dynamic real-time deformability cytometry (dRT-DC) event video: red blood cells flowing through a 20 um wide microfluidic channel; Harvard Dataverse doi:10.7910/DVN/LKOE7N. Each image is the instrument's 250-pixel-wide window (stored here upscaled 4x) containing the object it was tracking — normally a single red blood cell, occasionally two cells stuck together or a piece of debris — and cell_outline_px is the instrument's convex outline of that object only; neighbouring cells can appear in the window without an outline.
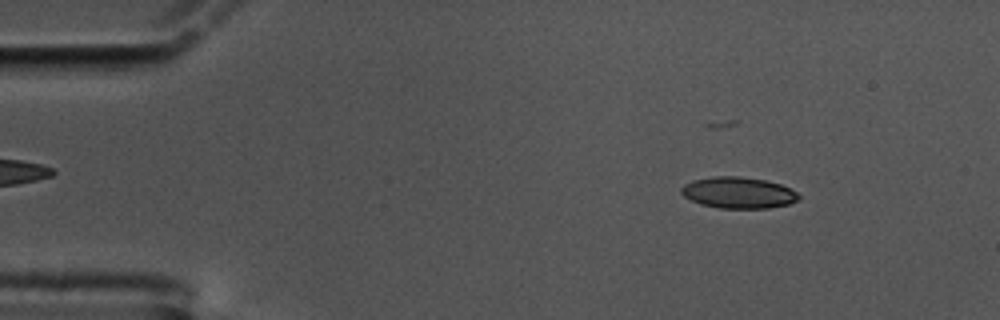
{"species": "common noctule bat (a hibernating species)", "species_latin": "Nyctalus noctula", "temperature_condition": "cold", "stored_images_in_passage": 57, "camera_frame_rate_fps": 3000, "um_per_image_px": 0.085, "animal": {"sex": "male", "body_mass_g": 17.5, "forearm_length_mm": 52.3}, "frame": {"image": 1, "passage_image": 6, "time_ms": 1.667, "image_size_px": [1000, 320], "cell_outline_px": [[800, 200], [788, 204], [768, 208], [720, 208], [700, 204], [684, 196], [680, 192], [680, 188], [684, 184], [692, 180], [712, 176], [740, 176], [764, 180], [780, 184], [796, 192], [800, 196]], "centroid_in_image_um": [62.74, 16.37], "position_along_channel_um": 22.3, "area_um2": 21.44}}
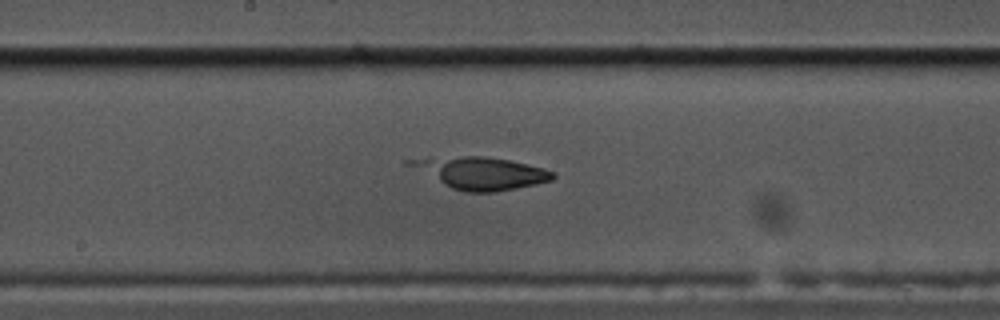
{"frame": {"image": 2, "passage_image": 29, "time_ms": 9.333, "image_size_px": [1000, 320], "cell_outline_px": [[556, 176], [552, 180], [536, 184], [496, 192], [464, 192], [452, 188], [404, 164], [404, 160], [460, 156], [484, 156], [508, 160], [528, 164], [544, 168], [556, 172]], "centroid_in_image_um": [40.89, 14.7], "position_along_channel_um": 207.3, "area_um2": 26.7}}
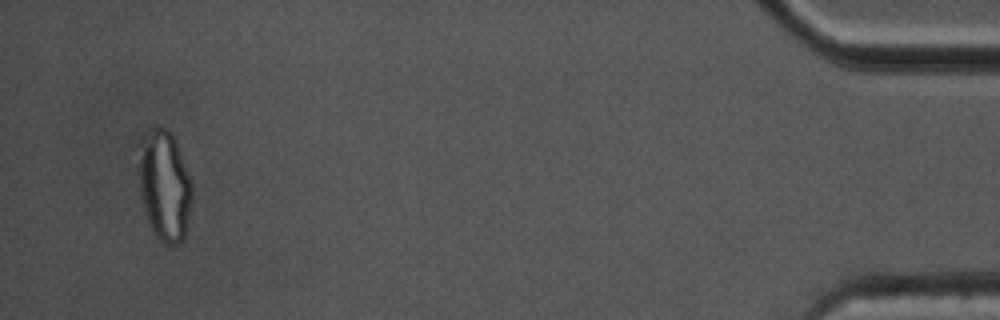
{"frame": {"image": 3, "passage_image": 55, "time_ms": 18.0, "image_size_px": [1000, 320], "cell_outline_px": [[192, 196], [184, 240], [176, 244], [164, 244], [152, 232], [144, 212], [140, 196], [136, 168], [140, 140], [144, 132], [152, 124], [156, 124], [164, 128], [172, 136], [176, 144], [192, 184]], "centroid_in_image_um": [13.91, 15.75], "position_along_channel_um": 421.3, "area_um2": 35.08}}